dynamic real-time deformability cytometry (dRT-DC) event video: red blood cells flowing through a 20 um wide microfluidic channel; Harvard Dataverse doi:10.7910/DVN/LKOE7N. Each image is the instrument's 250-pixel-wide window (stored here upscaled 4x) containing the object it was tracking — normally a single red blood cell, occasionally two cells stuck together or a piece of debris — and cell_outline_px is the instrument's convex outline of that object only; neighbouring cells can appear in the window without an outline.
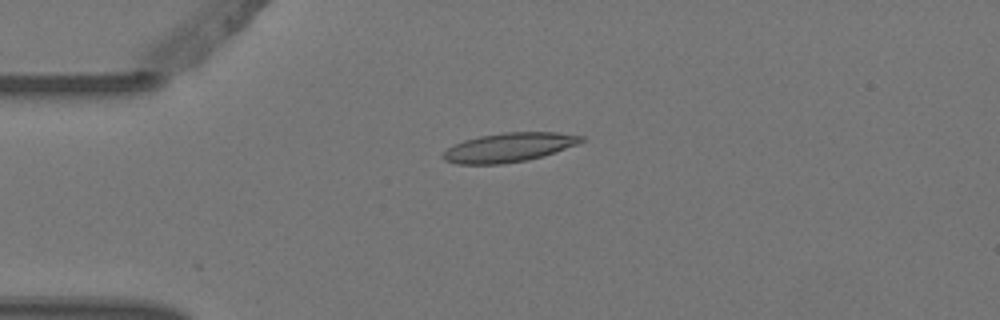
{"species": "Egyptian fruit bat (a non-hibernating species)", "species_latin": "Rousettus aegyptiacus", "temperature_condition": "warm", "stored_images_in_passage": 4, "camera_frame_rate_fps": 3000, "um_per_image_px": 0.085, "animal": {"sex": "female"}, "frame": {"image": 1, "passage_image": 4, "time_ms": 1.0, "image_size_px": [1000, 320], "cell_outline_px": [[584, 140], [576, 144], [528, 160], [500, 164], [456, 164], [444, 160], [440, 156], [448, 148], [464, 140], [480, 136], [504, 132], [556, 132], [584, 136]], "centroid_in_image_um": [43.21, 12.53], "position_along_channel_um": 41.8, "area_um2": 23.12}}